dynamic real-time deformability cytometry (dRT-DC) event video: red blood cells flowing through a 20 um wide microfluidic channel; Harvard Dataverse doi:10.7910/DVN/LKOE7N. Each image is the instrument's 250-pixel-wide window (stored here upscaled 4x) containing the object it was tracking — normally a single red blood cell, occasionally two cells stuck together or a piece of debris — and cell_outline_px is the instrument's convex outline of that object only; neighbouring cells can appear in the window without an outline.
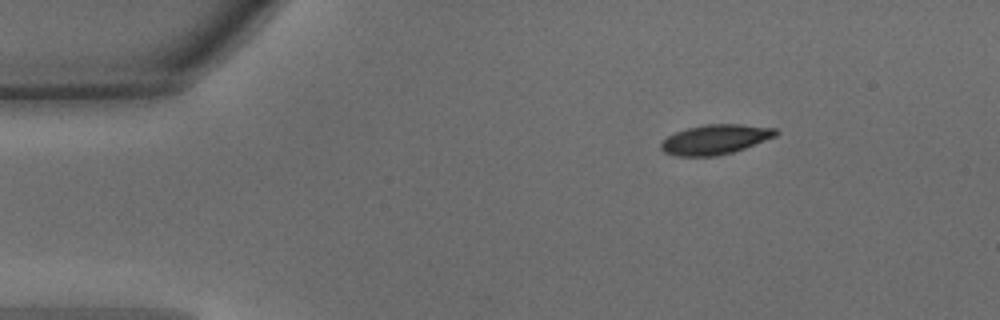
{"species": "common noctule bat (a hibernating species)", "species_latin": "Nyctalus noctula", "temperature_condition": "warm", "stored_images_in_passage": 41, "camera_frame_rate_fps": 3000, "um_per_image_px": 0.085, "animal": {"sex": "male", "body_mass_g": 15.6}, "frame": {"image": 1, "passage_image": 1, "time_ms": 0.0, "image_size_px": [1000, 320], "cell_outline_px": [[780, 132], [776, 136], [744, 148], [732, 152], [716, 156], [676, 156], [664, 152], [660, 148], [660, 144], [668, 136], [676, 132], [688, 128], [704, 124], [740, 124], [776, 128]], "centroid_in_image_um": [60.8, 11.85], "position_along_channel_um": 24.2, "area_um2": 19.83}}
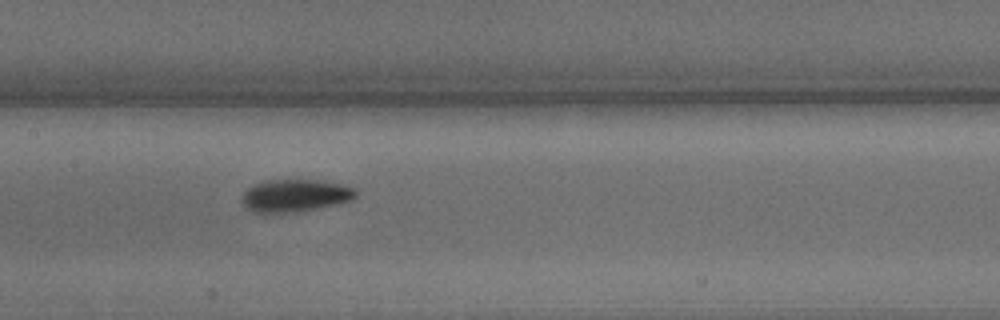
{"frame": {"image": 2, "passage_image": 17, "time_ms": 5.333, "image_size_px": [1000, 320], "cell_outline_px": [[356, 196], [352, 200], [336, 204], [296, 212], [252, 212], [240, 200], [244, 192], [252, 184], [264, 180], [324, 180], [344, 184], [352, 188], [356, 192]], "centroid_in_image_um": [25.07, 16.6], "position_along_channel_um": 182.3, "area_um2": 21.56}}
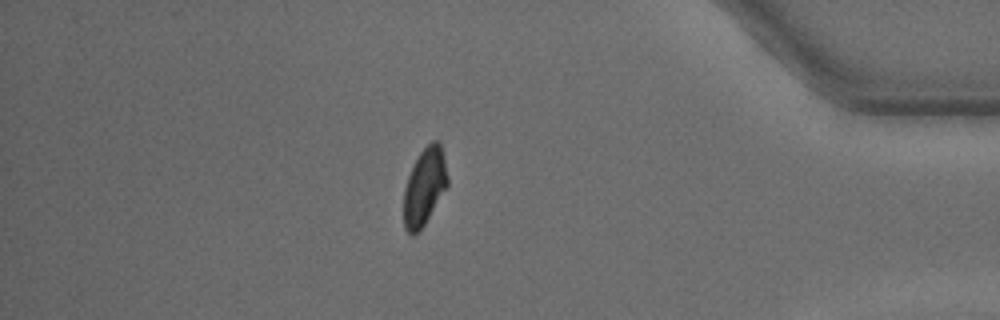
{"frame": {"image": 3, "passage_image": 35, "time_ms": 11.333, "image_size_px": [1000, 320], "cell_outline_px": [[448, 184], [424, 224], [412, 236], [404, 228], [404, 188], [408, 176], [420, 152], [432, 140], [440, 140], [444, 156], [448, 176]], "centroid_in_image_um": [36.09, 15.83], "position_along_channel_um": 399.1, "area_um2": 19.42}, "authors_computed_cell_mechanics": {"area_um2": 20.9236, "velocity_mm_per_s": 4.2361, "shape_relaxation_time_tau1_ms": 2.1645, "shape_relaxation_time_tau2_ms": 2.6995, "deformation_change_tau1": 0.1225, "deformation_change_tau2": 0.067}}